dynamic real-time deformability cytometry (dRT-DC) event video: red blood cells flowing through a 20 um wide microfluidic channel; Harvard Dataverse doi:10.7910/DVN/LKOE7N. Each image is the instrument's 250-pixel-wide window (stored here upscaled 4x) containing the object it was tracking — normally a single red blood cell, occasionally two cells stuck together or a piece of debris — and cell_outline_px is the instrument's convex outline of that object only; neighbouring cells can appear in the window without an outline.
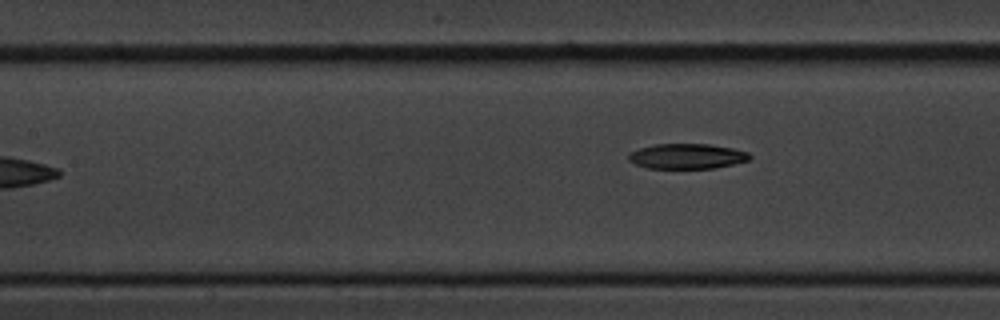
{"species": "common noctule bat (a hibernating species)", "species_latin": "Nyctalus noctula", "temperature_condition": "cold", "stored_images_in_passage": 7, "camera_frame_rate_fps": 3000, "um_per_image_px": 0.085, "animal": {"sex": "male", "body_mass_g": 20.1, "forearm_length_mm": 53.5}, "frame": {"image": 1, "passage_image": 7, "time_ms": 8.0, "image_size_px": [1000, 320], "cell_outline_px": [[752, 160], [716, 168], [648, 168], [636, 164], [628, 160], [628, 152], [640, 148], [656, 144], [708, 144], [732, 148], [748, 152], [752, 156]], "centroid_in_image_um": [58.42, 13.28], "position_along_channel_um": 149.0, "area_um2": 17.86}}